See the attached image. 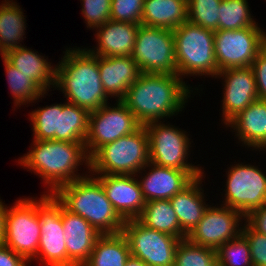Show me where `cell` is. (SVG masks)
I'll list each match as a JSON object with an SVG mask.
<instances>
[{"label": "cell", "instance_id": "obj_11", "mask_svg": "<svg viewBox=\"0 0 266 266\" xmlns=\"http://www.w3.org/2000/svg\"><path fill=\"white\" fill-rule=\"evenodd\" d=\"M214 45L218 72L247 67L266 46V32L258 24L238 30H216Z\"/></svg>", "mask_w": 266, "mask_h": 266}, {"label": "cell", "instance_id": "obj_24", "mask_svg": "<svg viewBox=\"0 0 266 266\" xmlns=\"http://www.w3.org/2000/svg\"><path fill=\"white\" fill-rule=\"evenodd\" d=\"M20 46L4 54V58L19 72L27 75L43 92L55 87L56 64L37 51ZM46 58V59H45ZM49 61V62H48Z\"/></svg>", "mask_w": 266, "mask_h": 266}, {"label": "cell", "instance_id": "obj_10", "mask_svg": "<svg viewBox=\"0 0 266 266\" xmlns=\"http://www.w3.org/2000/svg\"><path fill=\"white\" fill-rule=\"evenodd\" d=\"M21 198L7 208L4 244L30 262L37 255L41 235L38 197Z\"/></svg>", "mask_w": 266, "mask_h": 266}, {"label": "cell", "instance_id": "obj_19", "mask_svg": "<svg viewBox=\"0 0 266 266\" xmlns=\"http://www.w3.org/2000/svg\"><path fill=\"white\" fill-rule=\"evenodd\" d=\"M136 176L146 202L170 200L194 180L186 171L158 166L151 162L145 165Z\"/></svg>", "mask_w": 266, "mask_h": 266}, {"label": "cell", "instance_id": "obj_40", "mask_svg": "<svg viewBox=\"0 0 266 266\" xmlns=\"http://www.w3.org/2000/svg\"><path fill=\"white\" fill-rule=\"evenodd\" d=\"M30 262L5 244L0 246V266H28Z\"/></svg>", "mask_w": 266, "mask_h": 266}, {"label": "cell", "instance_id": "obj_3", "mask_svg": "<svg viewBox=\"0 0 266 266\" xmlns=\"http://www.w3.org/2000/svg\"><path fill=\"white\" fill-rule=\"evenodd\" d=\"M82 47L63 51L56 64L54 89L64 93L67 102L91 112L110 102L100 79L98 56Z\"/></svg>", "mask_w": 266, "mask_h": 266}, {"label": "cell", "instance_id": "obj_36", "mask_svg": "<svg viewBox=\"0 0 266 266\" xmlns=\"http://www.w3.org/2000/svg\"><path fill=\"white\" fill-rule=\"evenodd\" d=\"M144 0H112L111 20L142 25Z\"/></svg>", "mask_w": 266, "mask_h": 266}, {"label": "cell", "instance_id": "obj_2", "mask_svg": "<svg viewBox=\"0 0 266 266\" xmlns=\"http://www.w3.org/2000/svg\"><path fill=\"white\" fill-rule=\"evenodd\" d=\"M31 144V149L17 162L43 180L46 194H53L60 186L89 174L90 158L84 142L33 139ZM80 165L88 171L80 174Z\"/></svg>", "mask_w": 266, "mask_h": 266}, {"label": "cell", "instance_id": "obj_27", "mask_svg": "<svg viewBox=\"0 0 266 266\" xmlns=\"http://www.w3.org/2000/svg\"><path fill=\"white\" fill-rule=\"evenodd\" d=\"M25 18L22 7L16 1L3 0L0 4V49L4 54L22 46L20 42L26 38Z\"/></svg>", "mask_w": 266, "mask_h": 266}, {"label": "cell", "instance_id": "obj_7", "mask_svg": "<svg viewBox=\"0 0 266 266\" xmlns=\"http://www.w3.org/2000/svg\"><path fill=\"white\" fill-rule=\"evenodd\" d=\"M90 112L76 104L54 103L37 107L29 114L33 138L64 142H85Z\"/></svg>", "mask_w": 266, "mask_h": 266}, {"label": "cell", "instance_id": "obj_16", "mask_svg": "<svg viewBox=\"0 0 266 266\" xmlns=\"http://www.w3.org/2000/svg\"><path fill=\"white\" fill-rule=\"evenodd\" d=\"M219 205L209 204L202 219L187 235L186 238L190 242L217 250L221 245L241 234L245 217L238 210Z\"/></svg>", "mask_w": 266, "mask_h": 266}, {"label": "cell", "instance_id": "obj_39", "mask_svg": "<svg viewBox=\"0 0 266 266\" xmlns=\"http://www.w3.org/2000/svg\"><path fill=\"white\" fill-rule=\"evenodd\" d=\"M245 222L256 232L266 235V204L250 212Z\"/></svg>", "mask_w": 266, "mask_h": 266}, {"label": "cell", "instance_id": "obj_32", "mask_svg": "<svg viewBox=\"0 0 266 266\" xmlns=\"http://www.w3.org/2000/svg\"><path fill=\"white\" fill-rule=\"evenodd\" d=\"M174 266H218L216 250L182 239L176 249Z\"/></svg>", "mask_w": 266, "mask_h": 266}, {"label": "cell", "instance_id": "obj_22", "mask_svg": "<svg viewBox=\"0 0 266 266\" xmlns=\"http://www.w3.org/2000/svg\"><path fill=\"white\" fill-rule=\"evenodd\" d=\"M235 132L239 144L250 150L266 151V100H257L234 117L225 128ZM234 131H233V130ZM245 145V146H244Z\"/></svg>", "mask_w": 266, "mask_h": 266}, {"label": "cell", "instance_id": "obj_43", "mask_svg": "<svg viewBox=\"0 0 266 266\" xmlns=\"http://www.w3.org/2000/svg\"><path fill=\"white\" fill-rule=\"evenodd\" d=\"M0 56H1L2 58H4V53L2 52L1 49H0Z\"/></svg>", "mask_w": 266, "mask_h": 266}, {"label": "cell", "instance_id": "obj_9", "mask_svg": "<svg viewBox=\"0 0 266 266\" xmlns=\"http://www.w3.org/2000/svg\"><path fill=\"white\" fill-rule=\"evenodd\" d=\"M226 171V186L221 202L246 217L266 204V174L257 165L235 163Z\"/></svg>", "mask_w": 266, "mask_h": 266}, {"label": "cell", "instance_id": "obj_21", "mask_svg": "<svg viewBox=\"0 0 266 266\" xmlns=\"http://www.w3.org/2000/svg\"><path fill=\"white\" fill-rule=\"evenodd\" d=\"M139 25L109 20L94 29L96 47L86 48L96 56H131L137 39Z\"/></svg>", "mask_w": 266, "mask_h": 266}, {"label": "cell", "instance_id": "obj_38", "mask_svg": "<svg viewBox=\"0 0 266 266\" xmlns=\"http://www.w3.org/2000/svg\"><path fill=\"white\" fill-rule=\"evenodd\" d=\"M259 100H266V46L256 55L251 64Z\"/></svg>", "mask_w": 266, "mask_h": 266}, {"label": "cell", "instance_id": "obj_1", "mask_svg": "<svg viewBox=\"0 0 266 266\" xmlns=\"http://www.w3.org/2000/svg\"><path fill=\"white\" fill-rule=\"evenodd\" d=\"M185 82L178 75L141 73L121 101L141 125L167 121L184 110L191 95L195 96L194 90L199 91L198 87L192 88Z\"/></svg>", "mask_w": 266, "mask_h": 266}, {"label": "cell", "instance_id": "obj_31", "mask_svg": "<svg viewBox=\"0 0 266 266\" xmlns=\"http://www.w3.org/2000/svg\"><path fill=\"white\" fill-rule=\"evenodd\" d=\"M247 0H222L219 7L218 30H238L258 24Z\"/></svg>", "mask_w": 266, "mask_h": 266}, {"label": "cell", "instance_id": "obj_42", "mask_svg": "<svg viewBox=\"0 0 266 266\" xmlns=\"http://www.w3.org/2000/svg\"><path fill=\"white\" fill-rule=\"evenodd\" d=\"M125 266H147V265L139 258L130 256L126 261Z\"/></svg>", "mask_w": 266, "mask_h": 266}, {"label": "cell", "instance_id": "obj_29", "mask_svg": "<svg viewBox=\"0 0 266 266\" xmlns=\"http://www.w3.org/2000/svg\"><path fill=\"white\" fill-rule=\"evenodd\" d=\"M148 228L169 234L179 239H185L187 235L181 230L176 212L170 200L148 201L141 215L137 218Z\"/></svg>", "mask_w": 266, "mask_h": 266}, {"label": "cell", "instance_id": "obj_15", "mask_svg": "<svg viewBox=\"0 0 266 266\" xmlns=\"http://www.w3.org/2000/svg\"><path fill=\"white\" fill-rule=\"evenodd\" d=\"M38 198L41 235L37 255L30 261L40 260L42 266H68L67 248L61 218V204L45 192Z\"/></svg>", "mask_w": 266, "mask_h": 266}, {"label": "cell", "instance_id": "obj_18", "mask_svg": "<svg viewBox=\"0 0 266 266\" xmlns=\"http://www.w3.org/2000/svg\"><path fill=\"white\" fill-rule=\"evenodd\" d=\"M114 210L124 220L137 219L145 207L136 175H94ZM136 177V178H135Z\"/></svg>", "mask_w": 266, "mask_h": 266}, {"label": "cell", "instance_id": "obj_23", "mask_svg": "<svg viewBox=\"0 0 266 266\" xmlns=\"http://www.w3.org/2000/svg\"><path fill=\"white\" fill-rule=\"evenodd\" d=\"M98 68L104 91L109 98L117 100L125 97L128 88L141 74L131 56H98Z\"/></svg>", "mask_w": 266, "mask_h": 266}, {"label": "cell", "instance_id": "obj_8", "mask_svg": "<svg viewBox=\"0 0 266 266\" xmlns=\"http://www.w3.org/2000/svg\"><path fill=\"white\" fill-rule=\"evenodd\" d=\"M149 144V160L158 166L186 171L193 179L206 173L204 168L188 161L191 152L189 134L165 120L153 121L144 125ZM189 156V157H188Z\"/></svg>", "mask_w": 266, "mask_h": 266}, {"label": "cell", "instance_id": "obj_17", "mask_svg": "<svg viewBox=\"0 0 266 266\" xmlns=\"http://www.w3.org/2000/svg\"><path fill=\"white\" fill-rule=\"evenodd\" d=\"M222 79L221 123L225 126L241 111L259 100L255 76L251 66L231 68L218 72L215 79Z\"/></svg>", "mask_w": 266, "mask_h": 266}, {"label": "cell", "instance_id": "obj_41", "mask_svg": "<svg viewBox=\"0 0 266 266\" xmlns=\"http://www.w3.org/2000/svg\"><path fill=\"white\" fill-rule=\"evenodd\" d=\"M0 199V246L4 245L5 237V216L8 206Z\"/></svg>", "mask_w": 266, "mask_h": 266}, {"label": "cell", "instance_id": "obj_30", "mask_svg": "<svg viewBox=\"0 0 266 266\" xmlns=\"http://www.w3.org/2000/svg\"><path fill=\"white\" fill-rule=\"evenodd\" d=\"M4 62L7 82L9 84L10 93L13 96L14 106L36 104L45 97L49 92H43L27 75L19 72L5 58H1ZM38 100V101H37Z\"/></svg>", "mask_w": 266, "mask_h": 266}, {"label": "cell", "instance_id": "obj_34", "mask_svg": "<svg viewBox=\"0 0 266 266\" xmlns=\"http://www.w3.org/2000/svg\"><path fill=\"white\" fill-rule=\"evenodd\" d=\"M222 0H187L188 21L202 28L218 30Z\"/></svg>", "mask_w": 266, "mask_h": 266}, {"label": "cell", "instance_id": "obj_28", "mask_svg": "<svg viewBox=\"0 0 266 266\" xmlns=\"http://www.w3.org/2000/svg\"><path fill=\"white\" fill-rule=\"evenodd\" d=\"M131 256L126 237L121 233L101 235L83 266H125Z\"/></svg>", "mask_w": 266, "mask_h": 266}, {"label": "cell", "instance_id": "obj_25", "mask_svg": "<svg viewBox=\"0 0 266 266\" xmlns=\"http://www.w3.org/2000/svg\"><path fill=\"white\" fill-rule=\"evenodd\" d=\"M205 174L194 179L181 192L176 193L170 202L176 212L181 230L188 235L202 219L209 204H206L202 180Z\"/></svg>", "mask_w": 266, "mask_h": 266}, {"label": "cell", "instance_id": "obj_4", "mask_svg": "<svg viewBox=\"0 0 266 266\" xmlns=\"http://www.w3.org/2000/svg\"><path fill=\"white\" fill-rule=\"evenodd\" d=\"M52 195L66 210L83 217L101 235L122 232L125 221L92 174L60 186Z\"/></svg>", "mask_w": 266, "mask_h": 266}, {"label": "cell", "instance_id": "obj_35", "mask_svg": "<svg viewBox=\"0 0 266 266\" xmlns=\"http://www.w3.org/2000/svg\"><path fill=\"white\" fill-rule=\"evenodd\" d=\"M112 0H80L81 14L86 23V27L91 30L102 26L111 20Z\"/></svg>", "mask_w": 266, "mask_h": 266}, {"label": "cell", "instance_id": "obj_37", "mask_svg": "<svg viewBox=\"0 0 266 266\" xmlns=\"http://www.w3.org/2000/svg\"><path fill=\"white\" fill-rule=\"evenodd\" d=\"M241 234L249 243L253 266H266V235L254 231L244 222Z\"/></svg>", "mask_w": 266, "mask_h": 266}, {"label": "cell", "instance_id": "obj_6", "mask_svg": "<svg viewBox=\"0 0 266 266\" xmlns=\"http://www.w3.org/2000/svg\"><path fill=\"white\" fill-rule=\"evenodd\" d=\"M149 160L148 135L144 125L135 132L105 144L91 157L92 175H136Z\"/></svg>", "mask_w": 266, "mask_h": 266}, {"label": "cell", "instance_id": "obj_13", "mask_svg": "<svg viewBox=\"0 0 266 266\" xmlns=\"http://www.w3.org/2000/svg\"><path fill=\"white\" fill-rule=\"evenodd\" d=\"M109 104L90 112L88 134L84 142L89 158L105 144L131 134L141 126L121 100H116L111 106Z\"/></svg>", "mask_w": 266, "mask_h": 266}, {"label": "cell", "instance_id": "obj_5", "mask_svg": "<svg viewBox=\"0 0 266 266\" xmlns=\"http://www.w3.org/2000/svg\"><path fill=\"white\" fill-rule=\"evenodd\" d=\"M177 74L186 77L215 78L218 74L215 58L214 31L189 21L173 30Z\"/></svg>", "mask_w": 266, "mask_h": 266}, {"label": "cell", "instance_id": "obj_33", "mask_svg": "<svg viewBox=\"0 0 266 266\" xmlns=\"http://www.w3.org/2000/svg\"><path fill=\"white\" fill-rule=\"evenodd\" d=\"M216 259L218 266H253L249 243L242 234L221 245Z\"/></svg>", "mask_w": 266, "mask_h": 266}, {"label": "cell", "instance_id": "obj_14", "mask_svg": "<svg viewBox=\"0 0 266 266\" xmlns=\"http://www.w3.org/2000/svg\"><path fill=\"white\" fill-rule=\"evenodd\" d=\"M122 234L126 237L131 256L150 266H174L175 253L181 239L148 228L138 219L124 222Z\"/></svg>", "mask_w": 266, "mask_h": 266}, {"label": "cell", "instance_id": "obj_12", "mask_svg": "<svg viewBox=\"0 0 266 266\" xmlns=\"http://www.w3.org/2000/svg\"><path fill=\"white\" fill-rule=\"evenodd\" d=\"M131 57L141 73L178 75L173 30L139 25Z\"/></svg>", "mask_w": 266, "mask_h": 266}, {"label": "cell", "instance_id": "obj_26", "mask_svg": "<svg viewBox=\"0 0 266 266\" xmlns=\"http://www.w3.org/2000/svg\"><path fill=\"white\" fill-rule=\"evenodd\" d=\"M187 21V0H144V26L174 30Z\"/></svg>", "mask_w": 266, "mask_h": 266}, {"label": "cell", "instance_id": "obj_20", "mask_svg": "<svg viewBox=\"0 0 266 266\" xmlns=\"http://www.w3.org/2000/svg\"><path fill=\"white\" fill-rule=\"evenodd\" d=\"M61 218L67 248L68 266H83L101 234L80 215L61 205Z\"/></svg>", "mask_w": 266, "mask_h": 266}]
</instances>
